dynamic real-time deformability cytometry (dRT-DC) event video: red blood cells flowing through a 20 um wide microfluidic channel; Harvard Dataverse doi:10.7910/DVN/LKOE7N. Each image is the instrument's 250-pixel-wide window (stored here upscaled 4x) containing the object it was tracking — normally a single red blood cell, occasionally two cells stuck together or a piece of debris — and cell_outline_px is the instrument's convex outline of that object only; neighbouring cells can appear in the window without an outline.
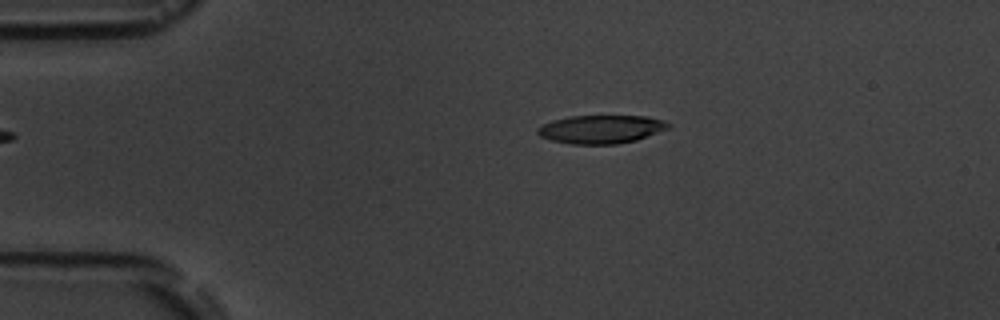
{"species": "common noctule bat (a hibernating species)", "species_latin": "Nyctalus noctula", "temperature_condition": "room temperature", "stored_images_in_passage": 3, "camera_frame_rate_fps": 3000, "um_per_image_px": 0.085, "animal": {"sex": "male", "body_mass_g": 19.5, "forearm_length_mm": 54.6}, "frame": {"image": 1, "passage_image": 3, "time_ms": 2.333, "image_size_px": [1000, 320], "cell_outline_px": [[672, 128], [636, 140], [616, 144], [572, 144], [552, 140], [540, 136], [536, 132], [536, 128], [552, 120], [568, 116], [648, 116], [664, 120], [672, 124]], "centroid_in_image_um": [51.14, 10.98], "position_along_channel_um": 33.9, "area_um2": 21.79}}